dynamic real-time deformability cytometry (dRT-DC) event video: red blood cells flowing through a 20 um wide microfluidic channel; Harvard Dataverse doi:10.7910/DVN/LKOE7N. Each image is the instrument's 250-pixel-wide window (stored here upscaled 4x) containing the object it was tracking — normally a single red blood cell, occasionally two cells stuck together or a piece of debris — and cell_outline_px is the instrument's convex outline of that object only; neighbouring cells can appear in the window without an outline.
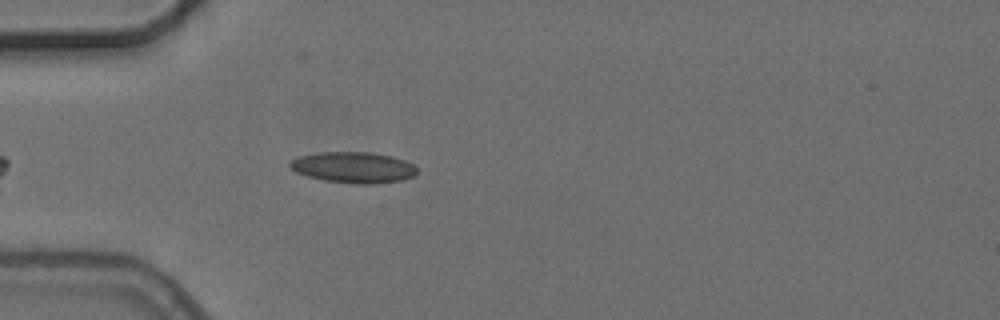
{"species": "common noctule bat (a hibernating species)", "species_latin": "Nyctalus noctula", "temperature_condition": "cold", "stored_images_in_passage": 5, "camera_frame_rate_fps": 3000, "um_per_image_px": 0.085, "animal": {"sex": "female", "body_mass_g": 24.6, "forearm_length_mm": 56.2}, "frame": {"image": 1, "passage_image": 5, "time_ms": 4.667, "image_size_px": [1000, 320], "cell_outline_px": [[416, 176], [404, 180], [376, 184], [356, 184], [324, 180], [308, 176], [296, 172], [288, 164], [292, 160], [300, 156], [320, 152], [372, 152], [392, 156], [404, 160], [412, 164], [416, 168]], "centroid_in_image_um": [30.08, 14.23], "position_along_channel_um": 54.9, "area_um2": 23.0}}